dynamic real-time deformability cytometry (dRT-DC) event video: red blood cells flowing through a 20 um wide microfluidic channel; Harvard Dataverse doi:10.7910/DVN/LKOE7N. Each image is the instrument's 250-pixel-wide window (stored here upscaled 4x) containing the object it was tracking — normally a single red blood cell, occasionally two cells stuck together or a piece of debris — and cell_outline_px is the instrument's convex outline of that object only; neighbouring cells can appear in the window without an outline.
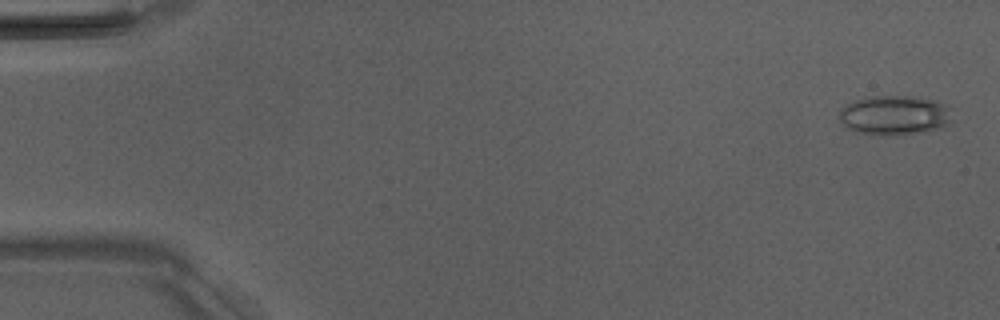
{"species": "Egyptian fruit bat (a non-hibernating species)", "species_latin": "Rousettus aegyptiacus", "temperature_condition": "room temperature", "stored_images_in_passage": 5, "camera_frame_rate_fps": 3000, "um_per_image_px": 0.085, "animal": {"sex": "male"}, "frame": {"image": 1, "passage_image": 1, "time_ms": 0.0, "image_size_px": [1000, 320], "cell_outline_px": [[948, 124], [940, 128], [928, 132], [892, 136], [880, 136], [852, 132], [840, 120], [840, 112], [848, 104], [856, 100], [872, 96], [912, 96], [932, 100], [948, 104]], "centroid_in_image_um": [76.02, 9.83], "position_along_channel_um": 9.0, "area_um2": 26.07}}